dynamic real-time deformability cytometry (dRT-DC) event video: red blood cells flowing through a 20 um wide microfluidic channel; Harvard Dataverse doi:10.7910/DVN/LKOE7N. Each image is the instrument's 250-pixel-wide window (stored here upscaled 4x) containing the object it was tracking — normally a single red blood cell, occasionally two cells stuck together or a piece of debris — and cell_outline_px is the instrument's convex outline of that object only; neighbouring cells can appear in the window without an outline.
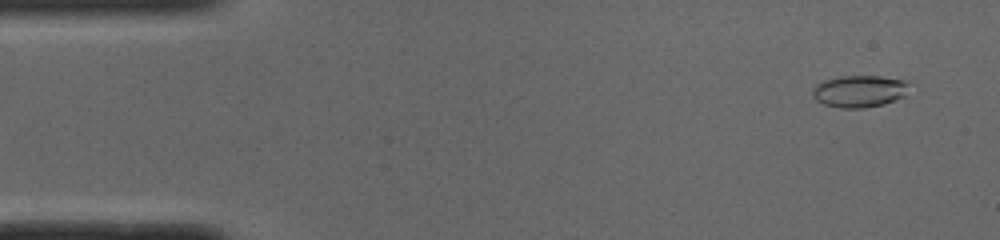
{"species": "common noctule bat (a hibernating species)", "species_latin": "Nyctalus noctula", "temperature_condition": "cold", "stored_images_in_passage": 51, "camera_frame_rate_fps": 3000, "um_per_image_px": 0.085, "animal": {"sex": "male", "body_mass_g": 19.0, "forearm_length_mm": 50.8}, "frame": {"image": 1, "passage_image": 3, "time_ms": 0.667, "image_size_px": [1000, 240], "cell_outline_px": [[908, 84], [904, 96], [884, 104], [864, 108], [840, 108], [824, 104], [816, 100], [812, 96], [812, 88], [816, 84], [824, 80], [840, 76], [880, 76], [904, 80]], "centroid_in_image_um": [73.0, 7.75], "position_along_channel_um": 12.0, "area_um2": 17.98}}
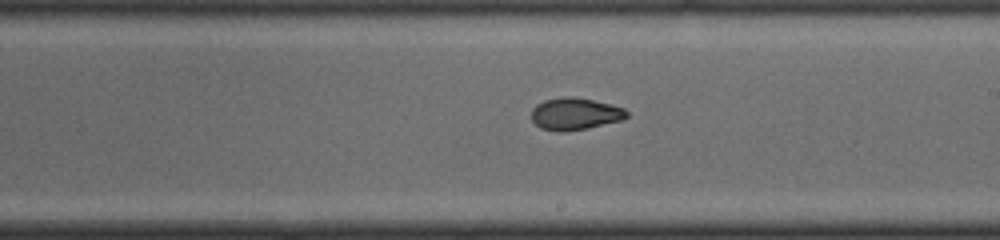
{"frame": {"image": 2, "passage_image": 28, "time_ms": 9.0, "image_size_px": [1000, 240], "cell_outline_px": [[628, 116], [620, 120], [584, 128], [564, 132], [560, 132], [540, 128], [532, 120], [532, 108], [536, 104], [544, 100], [564, 96], [572, 96], [592, 100], [624, 108], [628, 112]], "centroid_in_image_um": [48.83, 9.67], "position_along_channel_um": 240.2, "area_um2": 17.57}}
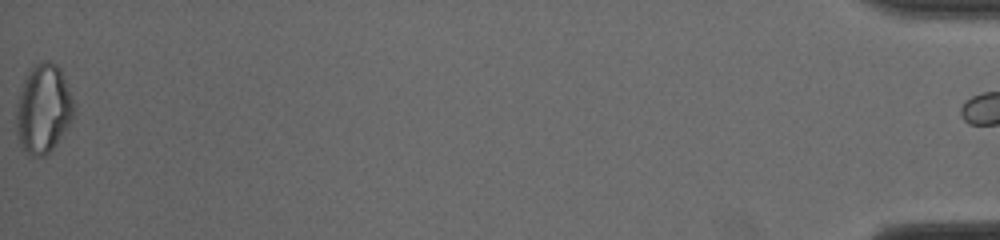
{"frame": {"image": 3, "passage_image": 50, "time_ms": 16.333, "image_size_px": [1000, 240], "cell_outline_px": [[72, 120], [56, 144], [44, 156], [28, 156], [20, 148], [16, 124], [16, 104], [24, 80], [32, 68], [40, 60], [52, 60], [60, 68], [72, 100]], "centroid_in_image_um": [3.64, 9.27], "position_along_channel_um": 431.6, "area_um2": 29.54}, "authors_computed_cell_mechanics": {"area_um2": 17.9758, "velocity_mm_per_s": 4.0192, "shape_relaxation_time_tau1_ms": null, "shape_relaxation_time_tau2_ms": 1.5835, "deformation_change_tau1": null, "deformation_change_tau2": 0.0622}}